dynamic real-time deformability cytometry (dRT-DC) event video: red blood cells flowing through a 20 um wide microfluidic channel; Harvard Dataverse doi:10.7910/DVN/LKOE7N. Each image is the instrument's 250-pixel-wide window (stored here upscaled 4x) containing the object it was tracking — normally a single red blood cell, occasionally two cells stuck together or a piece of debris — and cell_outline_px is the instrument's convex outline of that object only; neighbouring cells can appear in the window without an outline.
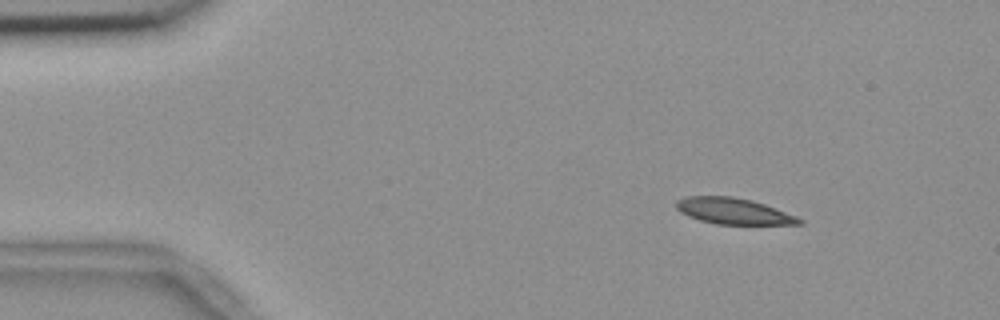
{"species": "common noctule bat (a hibernating species)", "species_latin": "Nyctalus noctula", "temperature_condition": "room temperature", "stored_images_in_passage": 5, "camera_frame_rate_fps": 3000, "um_per_image_px": 0.085, "animal": {"sex": "female", "body_mass_g": 18.4}, "frame": {"image": 1, "passage_image": 3, "time_ms": 0.667, "image_size_px": [1000, 320], "cell_outline_px": [[804, 224], [716, 224], [700, 220], [688, 216], [680, 212], [676, 208], [676, 200], [684, 196], [732, 196], [752, 200], [764, 204], [796, 216], [804, 220]], "centroid_in_image_um": [62.32, 17.94], "position_along_channel_um": 22.7, "area_um2": 18.73}}
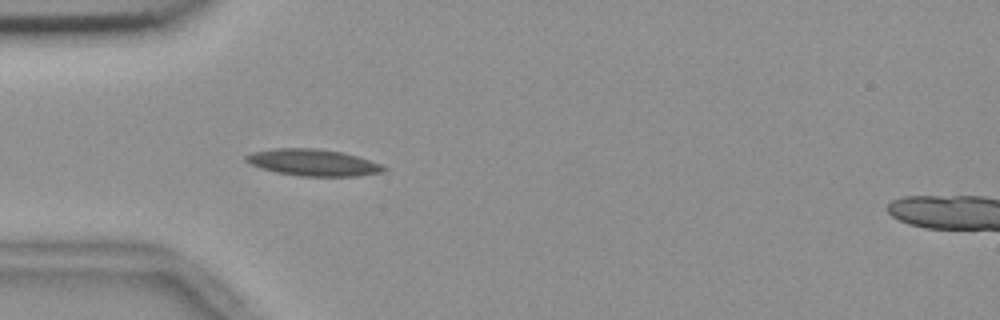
{"frame": {"image": 2, "passage_image": 5, "time_ms": 1.333, "image_size_px": [1000, 320], "cell_outline_px": [[388, 168], [384, 172], [360, 176], [300, 176], [276, 172], [260, 168], [244, 160], [244, 156], [252, 152], [272, 148], [316, 148], [344, 152], [380, 164]], "centroid_in_image_um": [26.6, 13.81], "position_along_channel_um": 58.4, "area_um2": 21.5}}